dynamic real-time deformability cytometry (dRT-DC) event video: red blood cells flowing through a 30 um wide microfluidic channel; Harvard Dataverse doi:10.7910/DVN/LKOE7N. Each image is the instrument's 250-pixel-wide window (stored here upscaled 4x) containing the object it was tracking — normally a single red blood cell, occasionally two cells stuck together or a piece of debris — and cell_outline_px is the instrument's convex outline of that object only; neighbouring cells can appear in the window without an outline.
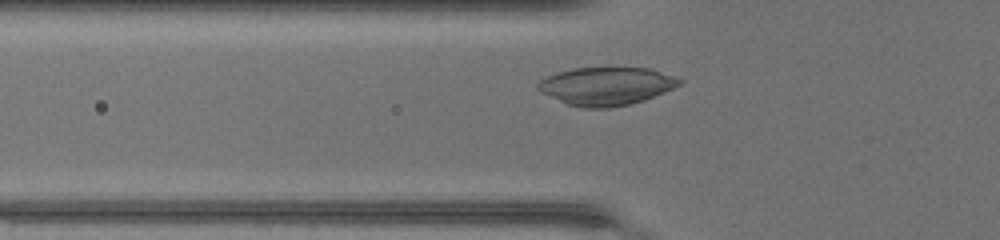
{"species": "common noctule bat (a hibernating species)", "species_latin": "Nyctalus noctula", "temperature_condition": "warm", "stored_images_in_passage": 30, "camera_frame_rate_fps": 3000, "um_per_image_px": 0.085, "animal": {"sex": "female", "body_mass_g": 17.0, "forearm_length_mm": 48.0}, "frame": {"image": 1, "passage_image": 6, "time_ms": 1.667, "image_size_px": [1000, 240], "cell_outline_px": [[684, 80], [680, 84], [672, 88], [652, 96], [628, 104], [608, 108], [584, 108], [568, 104], [540, 92], [536, 88], [536, 84], [540, 80], [556, 72], [572, 68], [648, 68]], "centroid_in_image_um": [51.46, 7.31], "position_along_channel_um": 74.3, "area_um2": 30.87}}
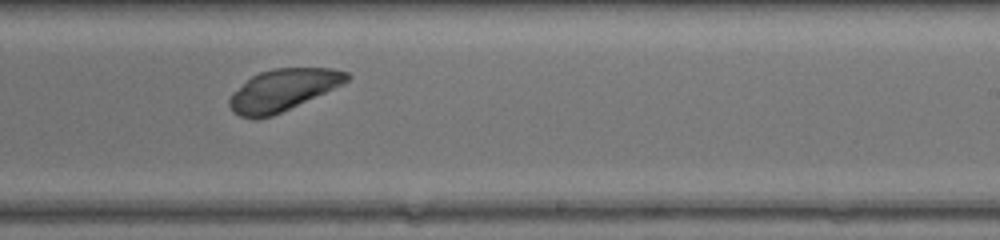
{"frame": {"image": 2, "passage_image": 19, "time_ms": 6.0, "image_size_px": [1000, 240], "cell_outline_px": [[352, 76], [348, 80], [324, 92], [272, 116], [256, 120], [252, 120], [240, 116], [232, 112], [228, 104], [228, 100], [232, 92], [252, 76], [260, 72], [272, 68], [332, 68], [348, 72]], "centroid_in_image_um": [23.97, 7.66], "position_along_channel_um": 265.0, "area_um2": 28.32}}
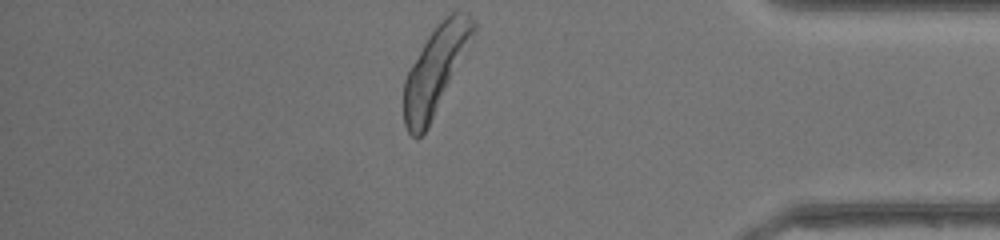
{"frame": {"image": 3, "passage_image": 30, "time_ms": 9.667, "image_size_px": [1000, 240], "cell_outline_px": [[476, 28], [428, 128], [416, 140], [408, 132], [404, 124], [404, 80], [412, 64], [428, 36], [436, 24], [444, 16], [452, 12], [468, 12], [476, 20]], "centroid_in_image_um": [36.99, 5.93], "position_along_channel_um": 398.2, "area_um2": 34.28}, "authors_computed_cell_mechanics": {"area_um2": 29.1312, "velocity_mm_per_s": 4.3963, "shape_relaxation_time_tau1_ms": 1.1254, "shape_relaxation_time_tau2_ms": 4.0821, "deformation_change_tau1": 0.0934, "deformation_change_tau2": 0.0738}}